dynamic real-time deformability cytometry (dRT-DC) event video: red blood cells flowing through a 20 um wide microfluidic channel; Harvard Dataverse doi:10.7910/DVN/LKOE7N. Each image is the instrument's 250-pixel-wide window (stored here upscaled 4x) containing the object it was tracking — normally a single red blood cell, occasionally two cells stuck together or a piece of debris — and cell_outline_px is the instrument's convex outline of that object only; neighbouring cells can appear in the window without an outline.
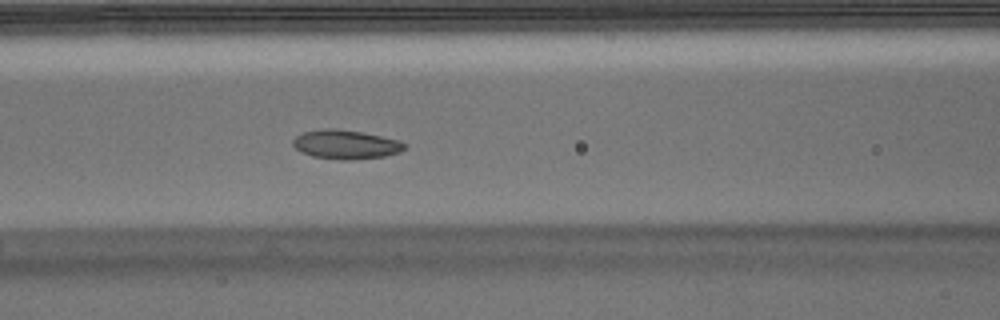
{"species": "Egyptian fruit bat (a non-hibernating species)", "species_latin": "Rousettus aegyptiacus", "temperature_condition": "warm", "stored_images_in_passage": 40, "camera_frame_rate_fps": 3000, "um_per_image_px": 0.085, "animal": {"sex": "male"}, "frame": {"image": 1, "passage_image": 9, "time_ms": 2.667, "image_size_px": [1000, 320], "cell_outline_px": [[408, 144], [400, 152], [384, 156], [352, 160], [340, 160], [312, 156], [300, 152], [292, 144], [292, 140], [296, 136], [304, 132], [324, 128], [336, 128], [364, 132], [400, 140]], "centroid_in_image_um": [29.4, 12.27], "position_along_channel_um": 137.2, "area_um2": 19.13}}
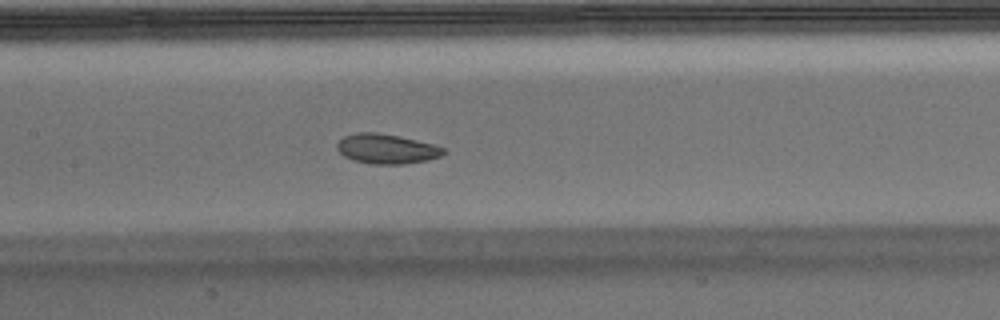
{"frame": {"image": 2, "passage_image": 12, "time_ms": 3.667, "image_size_px": [1000, 320], "cell_outline_px": [[448, 152], [440, 156], [428, 160], [404, 164], [372, 164], [352, 160], [344, 156], [336, 148], [336, 144], [344, 136], [356, 132], [376, 132], [416, 140], [432, 144], [444, 148]], "centroid_in_image_um": [32.85, 12.66], "position_along_channel_um": 174.6, "area_um2": 18.44}}
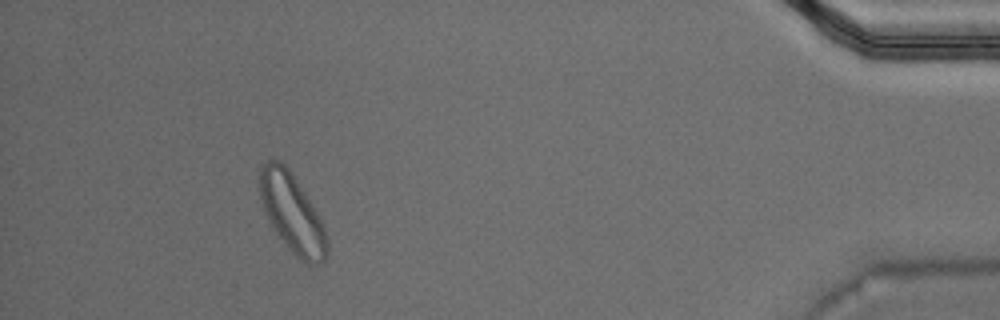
{"frame": {"image": 3, "passage_image": 36, "time_ms": 11.667, "image_size_px": [1000, 320], "cell_outline_px": [[328, 252], [324, 260], [316, 264], [308, 264], [300, 260], [288, 248], [276, 232], [260, 200], [256, 184], [260, 168], [268, 160], [280, 160], [288, 168], [304, 192], [316, 212], [324, 228], [328, 240]], "centroid_in_image_um": [24.8, 18.1], "position_along_channel_um": 410.4, "area_um2": 30.58}, "authors_computed_cell_mechanics": {"area_um2": 19.6231, "velocity_mm_per_s": 3.7361, "shape_relaxation_time_tau1_ms": 5.0617, "shape_relaxation_time_tau2_ms": 4.4465, "deformation_change_tau1": 0.1261, "deformation_change_tau2": 0.0873}}